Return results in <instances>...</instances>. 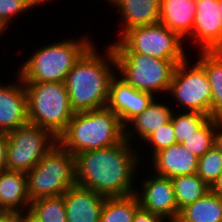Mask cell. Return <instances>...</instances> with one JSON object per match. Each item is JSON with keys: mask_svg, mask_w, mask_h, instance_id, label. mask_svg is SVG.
Masks as SVG:
<instances>
[{"mask_svg": "<svg viewBox=\"0 0 222 222\" xmlns=\"http://www.w3.org/2000/svg\"><path fill=\"white\" fill-rule=\"evenodd\" d=\"M138 144L139 147L132 146L124 139L108 148L74 155L76 185L105 197L134 194L137 187L134 184L138 182L135 180L140 175L138 167L144 158L139 149L141 144Z\"/></svg>", "mask_w": 222, "mask_h": 222, "instance_id": "obj_1", "label": "cell"}, {"mask_svg": "<svg viewBox=\"0 0 222 222\" xmlns=\"http://www.w3.org/2000/svg\"><path fill=\"white\" fill-rule=\"evenodd\" d=\"M190 63L186 58L176 65L167 96H172L169 99H173L175 108L183 109L179 112H199L212 117V91L205 69L197 61L194 65Z\"/></svg>", "mask_w": 222, "mask_h": 222, "instance_id": "obj_9", "label": "cell"}, {"mask_svg": "<svg viewBox=\"0 0 222 222\" xmlns=\"http://www.w3.org/2000/svg\"><path fill=\"white\" fill-rule=\"evenodd\" d=\"M94 45L74 64L64 82L74 112L106 107L109 86L117 73L112 46L107 45L102 55Z\"/></svg>", "mask_w": 222, "mask_h": 222, "instance_id": "obj_2", "label": "cell"}, {"mask_svg": "<svg viewBox=\"0 0 222 222\" xmlns=\"http://www.w3.org/2000/svg\"><path fill=\"white\" fill-rule=\"evenodd\" d=\"M29 209L41 222H67L63 195L31 201Z\"/></svg>", "mask_w": 222, "mask_h": 222, "instance_id": "obj_26", "label": "cell"}, {"mask_svg": "<svg viewBox=\"0 0 222 222\" xmlns=\"http://www.w3.org/2000/svg\"><path fill=\"white\" fill-rule=\"evenodd\" d=\"M215 130L216 118L211 117L197 132L188 137L182 145L191 154L200 158L214 146Z\"/></svg>", "mask_w": 222, "mask_h": 222, "instance_id": "obj_27", "label": "cell"}, {"mask_svg": "<svg viewBox=\"0 0 222 222\" xmlns=\"http://www.w3.org/2000/svg\"><path fill=\"white\" fill-rule=\"evenodd\" d=\"M176 222H222V197L209 191L182 208Z\"/></svg>", "mask_w": 222, "mask_h": 222, "instance_id": "obj_22", "label": "cell"}, {"mask_svg": "<svg viewBox=\"0 0 222 222\" xmlns=\"http://www.w3.org/2000/svg\"><path fill=\"white\" fill-rule=\"evenodd\" d=\"M156 98L152 93L139 91L128 84L117 73L109 86L106 107L112 110L125 127L133 118L141 114Z\"/></svg>", "mask_w": 222, "mask_h": 222, "instance_id": "obj_13", "label": "cell"}, {"mask_svg": "<svg viewBox=\"0 0 222 222\" xmlns=\"http://www.w3.org/2000/svg\"><path fill=\"white\" fill-rule=\"evenodd\" d=\"M67 222H100L105 196L74 185L63 194Z\"/></svg>", "mask_w": 222, "mask_h": 222, "instance_id": "obj_15", "label": "cell"}, {"mask_svg": "<svg viewBox=\"0 0 222 222\" xmlns=\"http://www.w3.org/2000/svg\"><path fill=\"white\" fill-rule=\"evenodd\" d=\"M36 7L32 0H0V26L6 31L16 21V16Z\"/></svg>", "mask_w": 222, "mask_h": 222, "instance_id": "obj_29", "label": "cell"}, {"mask_svg": "<svg viewBox=\"0 0 222 222\" xmlns=\"http://www.w3.org/2000/svg\"><path fill=\"white\" fill-rule=\"evenodd\" d=\"M5 32V29L0 26V38H2V35H4Z\"/></svg>", "mask_w": 222, "mask_h": 222, "instance_id": "obj_39", "label": "cell"}, {"mask_svg": "<svg viewBox=\"0 0 222 222\" xmlns=\"http://www.w3.org/2000/svg\"><path fill=\"white\" fill-rule=\"evenodd\" d=\"M117 74L139 91L167 96L177 63L135 52H114ZM160 93V94H159ZM166 94V95H165Z\"/></svg>", "mask_w": 222, "mask_h": 222, "instance_id": "obj_8", "label": "cell"}, {"mask_svg": "<svg viewBox=\"0 0 222 222\" xmlns=\"http://www.w3.org/2000/svg\"><path fill=\"white\" fill-rule=\"evenodd\" d=\"M171 181L179 212L210 191V187L197 174L175 176Z\"/></svg>", "mask_w": 222, "mask_h": 222, "instance_id": "obj_23", "label": "cell"}, {"mask_svg": "<svg viewBox=\"0 0 222 222\" xmlns=\"http://www.w3.org/2000/svg\"><path fill=\"white\" fill-rule=\"evenodd\" d=\"M24 84L27 93L29 123L51 131L58 138L74 114L65 83Z\"/></svg>", "mask_w": 222, "mask_h": 222, "instance_id": "obj_5", "label": "cell"}, {"mask_svg": "<svg viewBox=\"0 0 222 222\" xmlns=\"http://www.w3.org/2000/svg\"><path fill=\"white\" fill-rule=\"evenodd\" d=\"M151 170L167 178L197 174L198 158L182 144H173L157 152L152 158Z\"/></svg>", "mask_w": 222, "mask_h": 222, "instance_id": "obj_16", "label": "cell"}, {"mask_svg": "<svg viewBox=\"0 0 222 222\" xmlns=\"http://www.w3.org/2000/svg\"><path fill=\"white\" fill-rule=\"evenodd\" d=\"M32 1L38 7V6L44 5V3L46 4V3H49L53 0H32Z\"/></svg>", "mask_w": 222, "mask_h": 222, "instance_id": "obj_37", "label": "cell"}, {"mask_svg": "<svg viewBox=\"0 0 222 222\" xmlns=\"http://www.w3.org/2000/svg\"><path fill=\"white\" fill-rule=\"evenodd\" d=\"M132 222H166V219L139 207L133 216Z\"/></svg>", "mask_w": 222, "mask_h": 222, "instance_id": "obj_31", "label": "cell"}, {"mask_svg": "<svg viewBox=\"0 0 222 222\" xmlns=\"http://www.w3.org/2000/svg\"><path fill=\"white\" fill-rule=\"evenodd\" d=\"M184 41L176 32L158 22L131 28L108 44L113 52H135L161 60H174L178 64L188 56L183 47Z\"/></svg>", "mask_w": 222, "mask_h": 222, "instance_id": "obj_7", "label": "cell"}, {"mask_svg": "<svg viewBox=\"0 0 222 222\" xmlns=\"http://www.w3.org/2000/svg\"><path fill=\"white\" fill-rule=\"evenodd\" d=\"M25 172H0V211H24L30 208Z\"/></svg>", "mask_w": 222, "mask_h": 222, "instance_id": "obj_20", "label": "cell"}, {"mask_svg": "<svg viewBox=\"0 0 222 222\" xmlns=\"http://www.w3.org/2000/svg\"><path fill=\"white\" fill-rule=\"evenodd\" d=\"M192 34L185 40L198 51L222 50V24L218 0H196Z\"/></svg>", "mask_w": 222, "mask_h": 222, "instance_id": "obj_12", "label": "cell"}, {"mask_svg": "<svg viewBox=\"0 0 222 222\" xmlns=\"http://www.w3.org/2000/svg\"><path fill=\"white\" fill-rule=\"evenodd\" d=\"M196 0H160V23L186 40L193 31Z\"/></svg>", "mask_w": 222, "mask_h": 222, "instance_id": "obj_19", "label": "cell"}, {"mask_svg": "<svg viewBox=\"0 0 222 222\" xmlns=\"http://www.w3.org/2000/svg\"><path fill=\"white\" fill-rule=\"evenodd\" d=\"M173 144H176V136L170 120L168 123H165L162 127L150 134V136L143 141L142 145H144L143 149H145V146H148L147 149L149 148L151 150L149 152L151 156L148 154V160H150V157L152 158L157 152Z\"/></svg>", "mask_w": 222, "mask_h": 222, "instance_id": "obj_30", "label": "cell"}, {"mask_svg": "<svg viewBox=\"0 0 222 222\" xmlns=\"http://www.w3.org/2000/svg\"><path fill=\"white\" fill-rule=\"evenodd\" d=\"M174 109L171 122L174 127L176 143L183 144L194 132H197L211 117L199 112H185Z\"/></svg>", "mask_w": 222, "mask_h": 222, "instance_id": "obj_25", "label": "cell"}, {"mask_svg": "<svg viewBox=\"0 0 222 222\" xmlns=\"http://www.w3.org/2000/svg\"><path fill=\"white\" fill-rule=\"evenodd\" d=\"M112 5L119 11L123 23L117 33L118 39L131 28L160 21V0H113L110 7Z\"/></svg>", "mask_w": 222, "mask_h": 222, "instance_id": "obj_18", "label": "cell"}, {"mask_svg": "<svg viewBox=\"0 0 222 222\" xmlns=\"http://www.w3.org/2000/svg\"><path fill=\"white\" fill-rule=\"evenodd\" d=\"M7 170L30 171L58 143L49 130L27 123L7 133Z\"/></svg>", "mask_w": 222, "mask_h": 222, "instance_id": "obj_10", "label": "cell"}, {"mask_svg": "<svg viewBox=\"0 0 222 222\" xmlns=\"http://www.w3.org/2000/svg\"><path fill=\"white\" fill-rule=\"evenodd\" d=\"M140 207L136 194L106 197L102 206L100 222H132Z\"/></svg>", "mask_w": 222, "mask_h": 222, "instance_id": "obj_24", "label": "cell"}, {"mask_svg": "<svg viewBox=\"0 0 222 222\" xmlns=\"http://www.w3.org/2000/svg\"><path fill=\"white\" fill-rule=\"evenodd\" d=\"M173 107L174 104L170 106L158 97L155 98L141 114L125 126V139L132 145L136 140L142 143L150 134L171 120L175 109Z\"/></svg>", "mask_w": 222, "mask_h": 222, "instance_id": "obj_17", "label": "cell"}, {"mask_svg": "<svg viewBox=\"0 0 222 222\" xmlns=\"http://www.w3.org/2000/svg\"><path fill=\"white\" fill-rule=\"evenodd\" d=\"M197 62L205 69L212 91V118H222V50L199 51Z\"/></svg>", "mask_w": 222, "mask_h": 222, "instance_id": "obj_21", "label": "cell"}, {"mask_svg": "<svg viewBox=\"0 0 222 222\" xmlns=\"http://www.w3.org/2000/svg\"><path fill=\"white\" fill-rule=\"evenodd\" d=\"M19 222H41L38 217L30 210H24L18 212Z\"/></svg>", "mask_w": 222, "mask_h": 222, "instance_id": "obj_34", "label": "cell"}, {"mask_svg": "<svg viewBox=\"0 0 222 222\" xmlns=\"http://www.w3.org/2000/svg\"><path fill=\"white\" fill-rule=\"evenodd\" d=\"M214 146L222 152V118H216V130L214 133Z\"/></svg>", "mask_w": 222, "mask_h": 222, "instance_id": "obj_33", "label": "cell"}, {"mask_svg": "<svg viewBox=\"0 0 222 222\" xmlns=\"http://www.w3.org/2000/svg\"><path fill=\"white\" fill-rule=\"evenodd\" d=\"M105 1L107 2V4L110 5L113 0H105Z\"/></svg>", "mask_w": 222, "mask_h": 222, "instance_id": "obj_40", "label": "cell"}, {"mask_svg": "<svg viewBox=\"0 0 222 222\" xmlns=\"http://www.w3.org/2000/svg\"><path fill=\"white\" fill-rule=\"evenodd\" d=\"M145 175L141 184L136 187L135 194L140 207L153 214L163 216L168 222H176L179 211L173 184L170 178L159 176L151 172Z\"/></svg>", "mask_w": 222, "mask_h": 222, "instance_id": "obj_11", "label": "cell"}, {"mask_svg": "<svg viewBox=\"0 0 222 222\" xmlns=\"http://www.w3.org/2000/svg\"><path fill=\"white\" fill-rule=\"evenodd\" d=\"M16 77L10 84L0 83V132L8 133L29 123L25 84L19 75Z\"/></svg>", "mask_w": 222, "mask_h": 222, "instance_id": "obj_14", "label": "cell"}, {"mask_svg": "<svg viewBox=\"0 0 222 222\" xmlns=\"http://www.w3.org/2000/svg\"><path fill=\"white\" fill-rule=\"evenodd\" d=\"M26 176L30 201L62 196L76 184L75 156L56 143Z\"/></svg>", "mask_w": 222, "mask_h": 222, "instance_id": "obj_6", "label": "cell"}, {"mask_svg": "<svg viewBox=\"0 0 222 222\" xmlns=\"http://www.w3.org/2000/svg\"><path fill=\"white\" fill-rule=\"evenodd\" d=\"M218 6H219V12H220V18H221V24H222V0H218Z\"/></svg>", "mask_w": 222, "mask_h": 222, "instance_id": "obj_38", "label": "cell"}, {"mask_svg": "<svg viewBox=\"0 0 222 222\" xmlns=\"http://www.w3.org/2000/svg\"><path fill=\"white\" fill-rule=\"evenodd\" d=\"M210 191L222 197V173L219 175L216 181L211 185Z\"/></svg>", "mask_w": 222, "mask_h": 222, "instance_id": "obj_36", "label": "cell"}, {"mask_svg": "<svg viewBox=\"0 0 222 222\" xmlns=\"http://www.w3.org/2000/svg\"><path fill=\"white\" fill-rule=\"evenodd\" d=\"M125 139V127L109 108L74 112L58 143L72 155L120 144Z\"/></svg>", "mask_w": 222, "mask_h": 222, "instance_id": "obj_3", "label": "cell"}, {"mask_svg": "<svg viewBox=\"0 0 222 222\" xmlns=\"http://www.w3.org/2000/svg\"><path fill=\"white\" fill-rule=\"evenodd\" d=\"M90 38H63L35 48L28 60L20 64L17 75L24 83L65 82L74 64L95 44Z\"/></svg>", "mask_w": 222, "mask_h": 222, "instance_id": "obj_4", "label": "cell"}, {"mask_svg": "<svg viewBox=\"0 0 222 222\" xmlns=\"http://www.w3.org/2000/svg\"><path fill=\"white\" fill-rule=\"evenodd\" d=\"M222 173V152L215 146L198 158L197 175L209 186Z\"/></svg>", "mask_w": 222, "mask_h": 222, "instance_id": "obj_28", "label": "cell"}, {"mask_svg": "<svg viewBox=\"0 0 222 222\" xmlns=\"http://www.w3.org/2000/svg\"><path fill=\"white\" fill-rule=\"evenodd\" d=\"M0 222H19L18 212L16 211H0Z\"/></svg>", "mask_w": 222, "mask_h": 222, "instance_id": "obj_35", "label": "cell"}, {"mask_svg": "<svg viewBox=\"0 0 222 222\" xmlns=\"http://www.w3.org/2000/svg\"><path fill=\"white\" fill-rule=\"evenodd\" d=\"M7 149L8 136L5 132H0V172L7 170Z\"/></svg>", "mask_w": 222, "mask_h": 222, "instance_id": "obj_32", "label": "cell"}]
</instances>
